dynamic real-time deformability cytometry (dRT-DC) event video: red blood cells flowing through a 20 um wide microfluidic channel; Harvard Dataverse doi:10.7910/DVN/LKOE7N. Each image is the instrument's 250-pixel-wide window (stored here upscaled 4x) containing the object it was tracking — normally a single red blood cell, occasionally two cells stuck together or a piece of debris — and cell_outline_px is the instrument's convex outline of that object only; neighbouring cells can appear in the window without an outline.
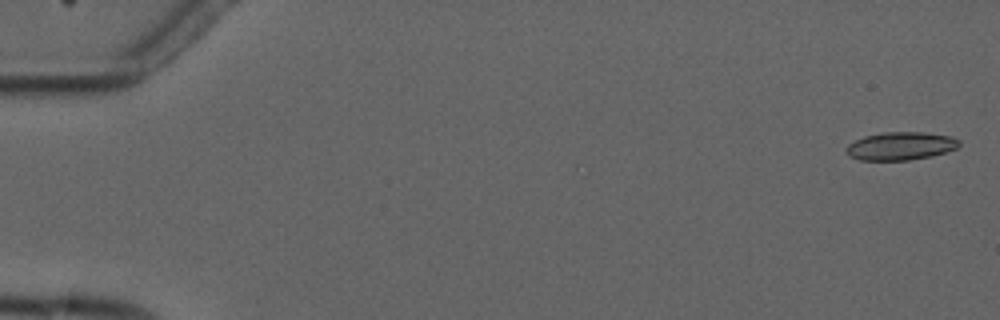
{"species": "common noctule bat (a hibernating species)", "species_latin": "Nyctalus noctula", "temperature_condition": "cold", "stored_images_in_passage": 3, "camera_frame_rate_fps": 3000, "um_per_image_px": 0.085, "animal": {"sex": "male", "forearm_length_mm": 52.5}, "frame": {"image": 1, "passage_image": 1, "time_ms": 0.0, "image_size_px": [1000, 320], "cell_outline_px": [[960, 144], [956, 148], [932, 156], [908, 160], [860, 160], [848, 156], [844, 148], [848, 144], [864, 136], [884, 132], [924, 132], [952, 136], [960, 140]], "centroid_in_image_um": [76.53, 12.41], "position_along_channel_um": 8.5, "area_um2": 18.55}}